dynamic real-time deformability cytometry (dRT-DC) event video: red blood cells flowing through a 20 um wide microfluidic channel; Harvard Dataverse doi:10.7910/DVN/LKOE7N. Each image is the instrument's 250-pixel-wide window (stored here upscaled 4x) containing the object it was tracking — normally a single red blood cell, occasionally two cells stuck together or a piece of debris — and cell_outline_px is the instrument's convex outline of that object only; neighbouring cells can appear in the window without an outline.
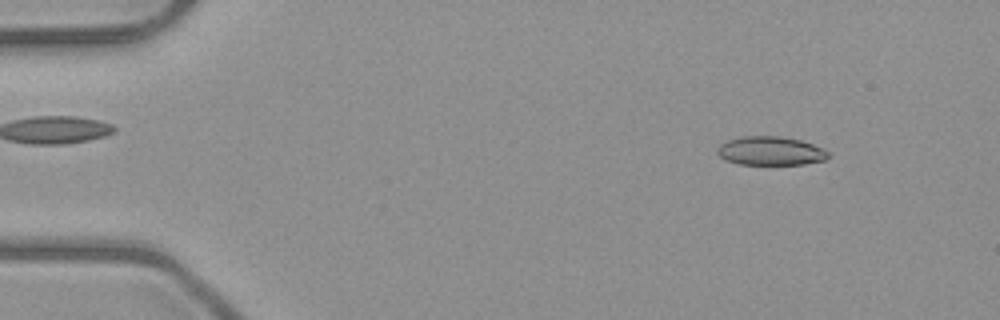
{"species": "common noctule bat (a hibernating species)", "species_latin": "Nyctalus noctula", "temperature_condition": "room temperature", "stored_images_in_passage": 51, "camera_frame_rate_fps": 3000, "um_per_image_px": 0.085, "animal": {"sex": "male", "body_mass_g": 23.1, "forearm_length_mm": 52.7}, "frame": {"image": 1, "passage_image": 6, "time_ms": 1.667, "image_size_px": [1000, 320], "cell_outline_px": [[832, 156], [824, 160], [804, 164], [740, 164], [728, 160], [720, 156], [716, 152], [716, 148], [720, 144], [728, 140], [740, 136], [780, 136], [800, 140], [812, 144], [828, 152]], "centroid_in_image_um": [65.49, 12.82], "position_along_channel_um": 19.5, "area_um2": 18.5}}
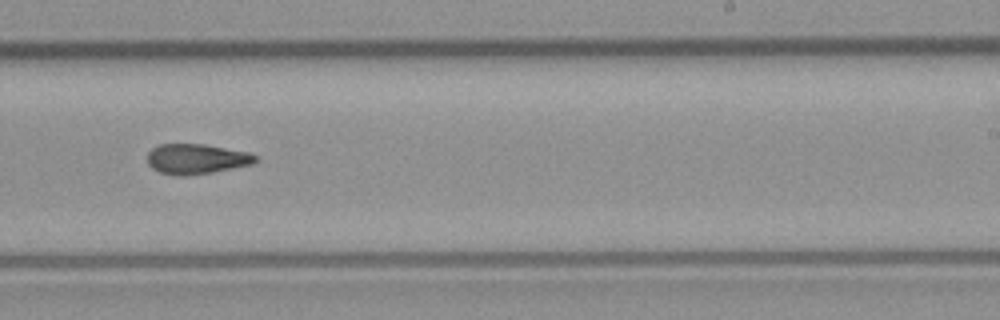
{"frame": {"image": 2, "passage_image": 32, "time_ms": 10.333, "image_size_px": [1000, 320], "cell_outline_px": [[260, 160], [252, 164], [212, 172], [184, 176], [176, 176], [160, 172], [152, 168], [148, 164], [148, 152], [152, 148], [160, 144], [204, 144], [248, 152], [256, 156]], "centroid_in_image_um": [16.69, 13.51], "position_along_channel_um": 272.3, "area_um2": 18.96}}
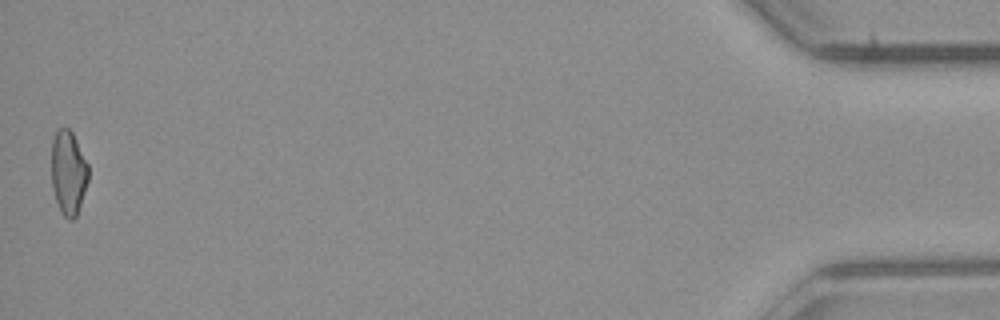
{"frame": {"image": 3, "passage_image": 51, "time_ms": 16.667, "image_size_px": [1000, 320], "cell_outline_px": [[88, 180], [76, 216], [72, 220], [68, 220], [64, 216], [56, 200], [52, 188], [52, 140], [56, 128], [68, 128], [72, 132], [88, 164]], "centroid_in_image_um": [5.8, 14.64], "position_along_channel_um": 429.4, "area_um2": 17.92}, "authors_computed_cell_mechanics": {"area_um2": 19.074, "velocity_mm_per_s": 4.043, "shape_relaxation_time_tau1_ms": 10.8011, "shape_relaxation_time_tau2_ms": 3.5666, "deformation_change_tau1": 0.2269, "deformation_change_tau2": 0.1146}}